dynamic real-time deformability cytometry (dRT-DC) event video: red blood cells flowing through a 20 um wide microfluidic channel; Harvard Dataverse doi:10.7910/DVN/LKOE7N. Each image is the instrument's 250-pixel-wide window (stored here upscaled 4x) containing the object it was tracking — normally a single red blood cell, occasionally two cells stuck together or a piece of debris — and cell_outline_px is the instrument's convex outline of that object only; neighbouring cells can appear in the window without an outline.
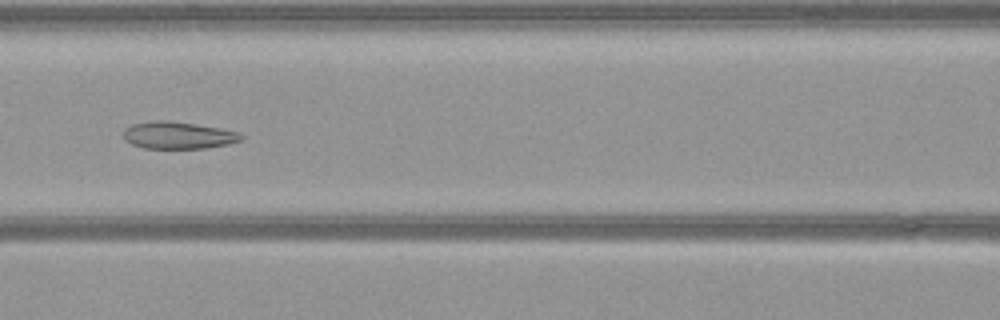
{"species": "common noctule bat (a hibernating species)", "species_latin": "Nyctalus noctula", "temperature_condition": "warm", "stored_images_in_passage": 53, "camera_frame_rate_fps": 3000, "um_per_image_px": 0.085, "animal": {"sex": "female", "body_mass_g": 21.9}, "frame": {"image": 1, "passage_image": 22, "time_ms": 7.0, "image_size_px": [1000, 320], "cell_outline_px": [[244, 140], [228, 144], [204, 148], [144, 148], [132, 144], [124, 140], [124, 128], [132, 124], [156, 120], [168, 120], [196, 124], [236, 132], [244, 136]], "centroid_in_image_um": [15.11, 11.5], "position_along_channel_um": 151.5, "area_um2": 18.5}}
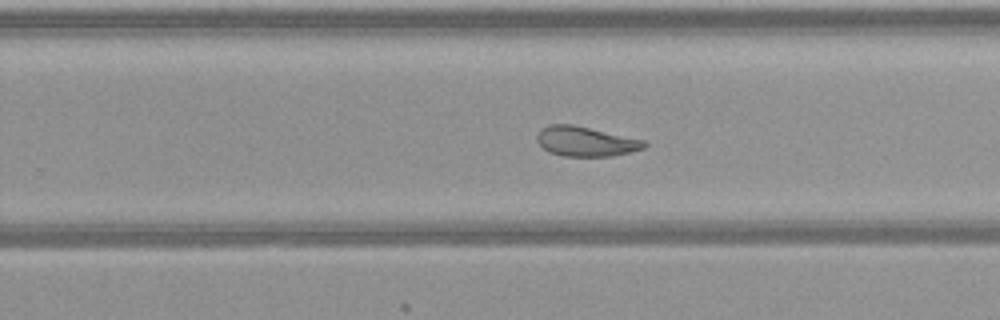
{"frame": {"image": 2, "passage_image": 32, "time_ms": 10.333, "image_size_px": [1000, 320], "cell_outline_px": [[648, 144], [644, 148], [632, 152], [612, 156], [564, 156], [548, 152], [536, 140], [536, 136], [540, 128], [548, 124], [572, 124], [644, 140]], "centroid_in_image_um": [49.76, 12.02], "position_along_channel_um": 280.0, "area_um2": 18.67}}
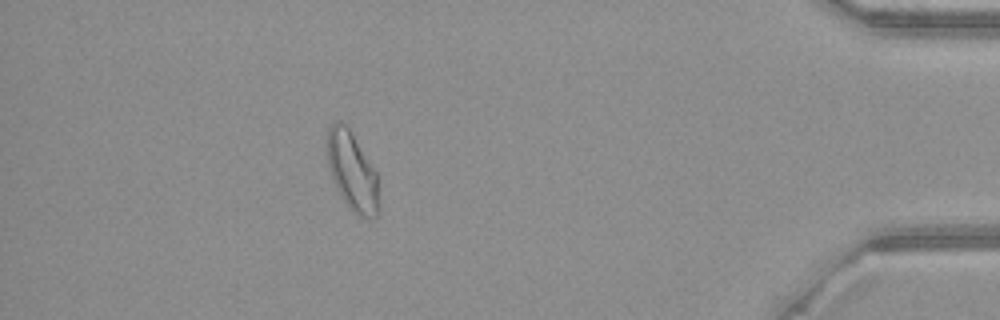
{"frame": {"image": 3, "passage_image": 46, "time_ms": 15.0, "image_size_px": [1000, 320], "cell_outline_px": [[380, 212], [372, 220], [368, 220], [352, 212], [348, 208], [340, 196], [332, 180], [328, 164], [328, 128], [336, 120], [340, 120], [352, 132], [376, 172], [380, 200]], "centroid_in_image_um": [29.97, 14.65], "position_along_channel_um": 405.2, "area_um2": 24.1}}